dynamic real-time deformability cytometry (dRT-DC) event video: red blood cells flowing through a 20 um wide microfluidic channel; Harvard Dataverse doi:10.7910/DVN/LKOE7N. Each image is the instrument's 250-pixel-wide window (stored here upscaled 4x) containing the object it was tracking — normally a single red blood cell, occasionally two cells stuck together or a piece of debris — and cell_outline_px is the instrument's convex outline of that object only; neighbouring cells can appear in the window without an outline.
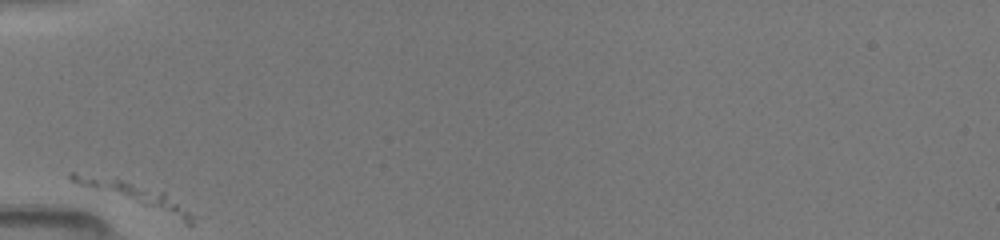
{"species": "common noctule bat (a hibernating species)", "species_latin": "Nyctalus noctula", "temperature_condition": "room temperature", "stored_images_in_passage": 54, "camera_frame_rate_fps": 3000, "um_per_image_px": 0.085, "animal": {"sex": "female", "body_mass_g": 19.5, "forearm_length_mm": 54.1}, "frame": {"image": 1, "passage_image": 1, "time_ms": 0.0, "image_size_px": [1000, 240], "cell_outline_px": [[192, 224], [184, 224], [68, 180], [68, 176], [72, 172], [76, 172], [120, 180], [164, 192], [188, 212], [192, 216]], "centroid_in_image_um": [11.47, 16.64], "position_along_channel_um": 73.5, "area_um2": 15.95}}